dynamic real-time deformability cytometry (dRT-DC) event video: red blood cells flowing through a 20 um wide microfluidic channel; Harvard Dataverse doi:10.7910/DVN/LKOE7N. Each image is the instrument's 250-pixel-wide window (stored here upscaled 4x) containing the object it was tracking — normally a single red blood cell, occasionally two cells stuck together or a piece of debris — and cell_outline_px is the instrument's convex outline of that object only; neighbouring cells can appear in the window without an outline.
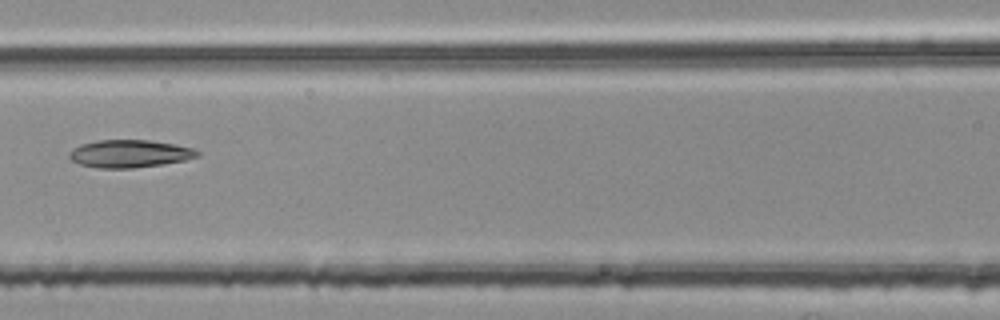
{"species": "common noctule bat (a hibernating species)", "species_latin": "Nyctalus noctula", "temperature_condition": "room temperature", "stored_images_in_passage": 4, "camera_frame_rate_fps": 3000, "um_per_image_px": 0.085, "animal": {"sex": "female", "body_mass_g": 25.1}, "frame": {"image": 1, "passage_image": 4, "time_ms": 1.0, "image_size_px": [1000, 320], "cell_outline_px": [[200, 156], [184, 160], [160, 164], [132, 168], [96, 168], [80, 164], [72, 160], [68, 156], [68, 152], [72, 148], [80, 144], [96, 140], [152, 140], [176, 144], [192, 148], [200, 152]], "centroid_in_image_um": [10.99, 13.05], "position_along_channel_um": 155.6, "area_um2": 20.75}}